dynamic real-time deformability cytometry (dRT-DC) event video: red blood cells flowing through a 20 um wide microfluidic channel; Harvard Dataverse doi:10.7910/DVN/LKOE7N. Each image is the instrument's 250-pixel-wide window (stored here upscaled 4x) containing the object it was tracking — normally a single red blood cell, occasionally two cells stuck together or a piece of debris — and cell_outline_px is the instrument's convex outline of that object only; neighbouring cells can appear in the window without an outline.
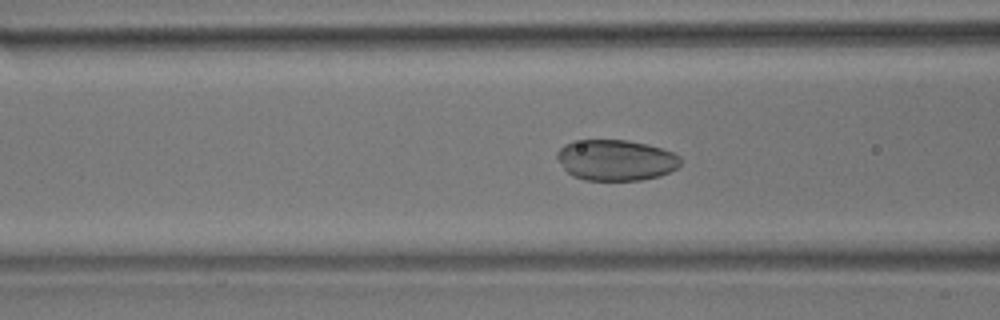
{"species": "common noctule bat (a hibernating species)", "species_latin": "Nyctalus noctula", "temperature_condition": "room temperature", "stored_images_in_passage": 50, "camera_frame_rate_fps": 3000, "um_per_image_px": 0.085, "animal": {"sex": "male", "body_mass_g": 17.9}, "frame": {"image": 1, "passage_image": 17, "time_ms": 5.333, "image_size_px": [1000, 320], "cell_outline_px": [[680, 164], [676, 168], [660, 176], [640, 180], [584, 180], [572, 176], [564, 168], [556, 156], [556, 152], [564, 144], [572, 140], [628, 140], [648, 144], [672, 152], [680, 156]], "centroid_in_image_um": [52.32, 13.6], "position_along_channel_um": 114.3, "area_um2": 29.48}}
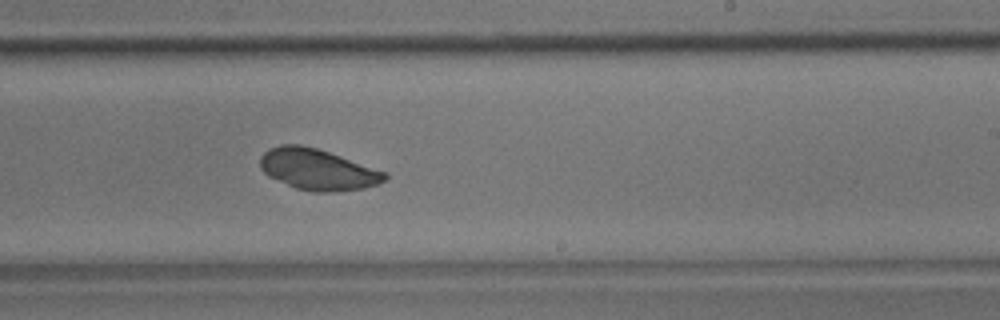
{"frame": {"image": 2, "passage_image": 29, "time_ms": 9.333, "image_size_px": [1000, 320], "cell_outline_px": [[388, 180], [364, 188], [332, 192], [312, 192], [296, 188], [268, 176], [260, 168], [260, 156], [268, 148], [280, 144], [300, 144], [316, 148], [388, 172]], "centroid_in_image_um": [27.0, 14.4], "position_along_channel_um": 262.0, "area_um2": 29.94}}
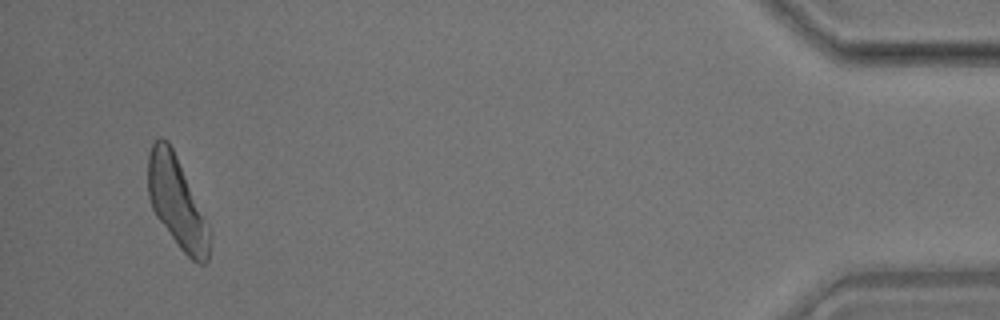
{"frame": {"image": 3, "passage_image": 48, "time_ms": 15.667, "image_size_px": [1000, 320], "cell_outline_px": [[208, 260], [204, 264], [200, 264], [192, 260], [180, 248], [156, 216], [152, 208], [148, 196], [148, 156], [152, 144], [160, 136], [168, 140], [176, 156], [208, 228]], "centroid_in_image_um": [14.97, 17.17], "position_along_channel_um": 420.2, "area_um2": 31.21}}